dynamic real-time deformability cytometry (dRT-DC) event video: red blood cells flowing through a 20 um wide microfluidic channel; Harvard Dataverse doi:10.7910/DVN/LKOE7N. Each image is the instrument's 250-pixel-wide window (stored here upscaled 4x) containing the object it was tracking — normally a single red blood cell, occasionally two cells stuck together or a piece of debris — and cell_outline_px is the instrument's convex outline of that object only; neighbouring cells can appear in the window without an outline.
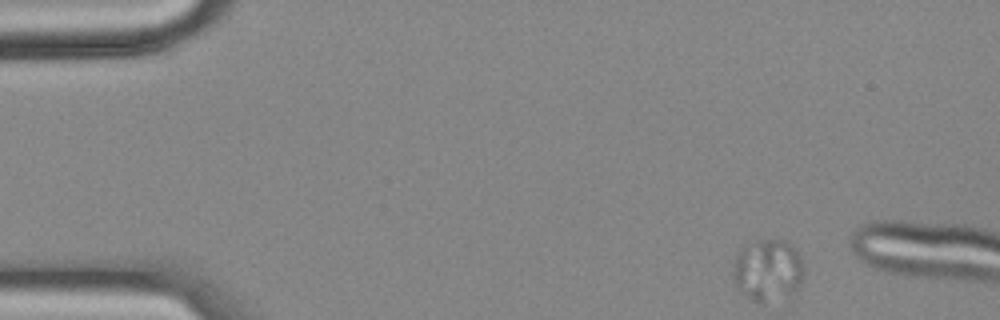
{"species": "common noctule bat (a hibernating species)", "species_latin": "Nyctalus noctula", "temperature_condition": "cold", "stored_images_in_passage": 7, "camera_frame_rate_fps": 3000, "um_per_image_px": 0.085, "animal": {"sex": "female", "body_mass_g": 18.4}, "frame": {"image": 1, "passage_image": 1, "time_ms": 0.0, "image_size_px": [1000, 320], "cell_outline_px": [[804, 272], [800, 284], [796, 288], [788, 292], [760, 304], [752, 300], [740, 292], [736, 288], [732, 280], [732, 276], [736, 256], [740, 248], [756, 240], [788, 240], [796, 248], [800, 256]], "centroid_in_image_um": [65.22, 22.92], "position_along_channel_um": 19.8, "area_um2": 25.37}}